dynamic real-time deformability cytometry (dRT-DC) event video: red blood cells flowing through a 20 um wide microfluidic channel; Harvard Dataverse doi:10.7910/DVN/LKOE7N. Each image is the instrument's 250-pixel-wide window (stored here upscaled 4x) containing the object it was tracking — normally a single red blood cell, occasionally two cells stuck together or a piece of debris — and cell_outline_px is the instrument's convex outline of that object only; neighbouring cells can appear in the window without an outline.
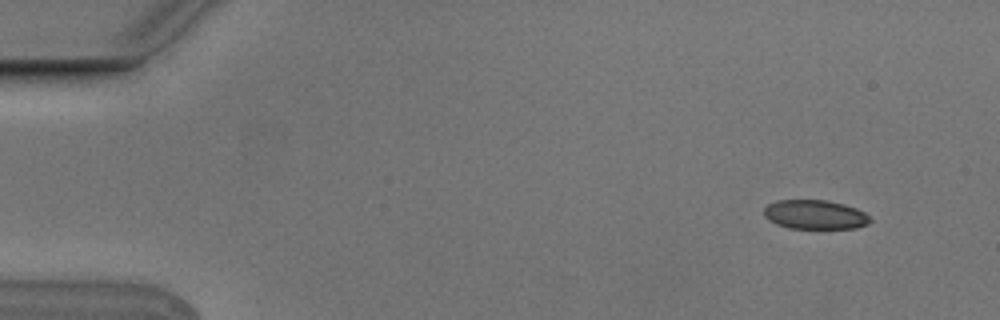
{"species": "Egyptian fruit bat (a non-hibernating species)", "species_latin": "Rousettus aegyptiacus", "temperature_condition": "cold", "stored_images_in_passage": 5, "camera_frame_rate_fps": 3000, "um_per_image_px": 0.085, "animal": {"sex": "male"}, "frame": {"image": 1, "passage_image": 2, "time_ms": 0.333, "image_size_px": [1000, 320], "cell_outline_px": [[872, 220], [868, 224], [856, 228], [788, 228], [776, 224], [768, 220], [764, 216], [764, 208], [768, 204], [776, 200], [828, 200], [844, 204], [856, 208], [864, 212]], "centroid_in_image_um": [69.26, 18.24], "position_along_channel_um": 15.7, "area_um2": 18.15}}
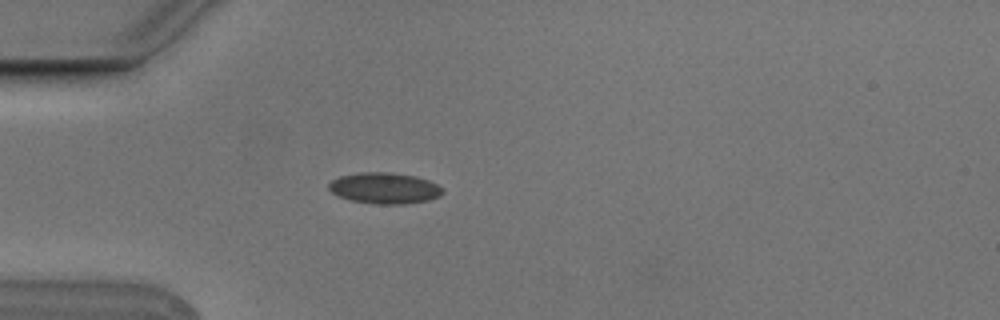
{"frame": {"image": 2, "passage_image": 5, "time_ms": 1.333, "image_size_px": [1000, 320], "cell_outline_px": [[444, 192], [440, 196], [428, 200], [404, 204], [376, 204], [352, 200], [340, 196], [332, 192], [328, 188], [328, 184], [332, 180], [340, 176], [360, 172], [384, 172], [416, 176], [428, 180], [444, 188]], "centroid_in_image_um": [32.71, 15.99], "position_along_channel_um": 52.3, "area_um2": 20.52}}